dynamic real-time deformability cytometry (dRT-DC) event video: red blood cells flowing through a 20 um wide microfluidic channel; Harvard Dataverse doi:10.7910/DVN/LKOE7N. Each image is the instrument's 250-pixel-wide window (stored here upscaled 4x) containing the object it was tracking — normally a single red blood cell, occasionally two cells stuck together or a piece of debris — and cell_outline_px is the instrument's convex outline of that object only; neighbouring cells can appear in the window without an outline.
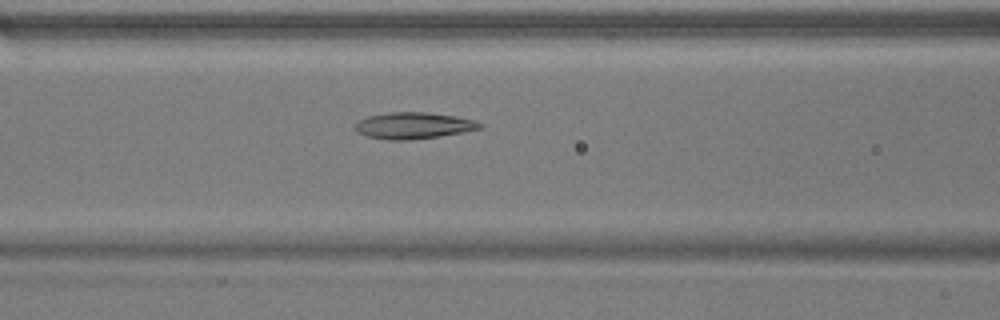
{"species": "common noctule bat (a hibernating species)", "species_latin": "Nyctalus noctula", "temperature_condition": "warm", "stored_images_in_passage": 32, "camera_frame_rate_fps": 3000, "um_per_image_px": 0.085, "animal": {"sex": "male", "body_mass_g": 17.9}, "frame": {"image": 1, "passage_image": 10, "time_ms": 3.0, "image_size_px": [1000, 320], "cell_outline_px": [[484, 128], [436, 136], [408, 140], [388, 140], [368, 136], [356, 132], [352, 128], [360, 120], [368, 116], [392, 112], [428, 112], [456, 116], [476, 120], [484, 124]], "centroid_in_image_um": [35.16, 10.66], "position_along_channel_um": 131.4, "area_um2": 19.19}}
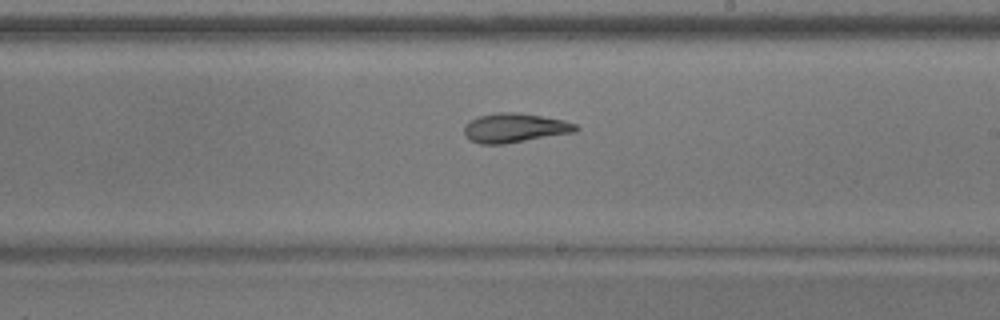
{"frame": {"image": 2, "passage_image": 19, "time_ms": 6.0, "image_size_px": [1000, 320], "cell_outline_px": [[580, 128], [576, 132], [504, 144], [480, 144], [464, 136], [464, 124], [468, 120], [476, 116], [496, 112], [520, 112], [564, 120], [576, 124]], "centroid_in_image_um": [43.73, 10.86], "position_along_channel_um": 245.3, "area_um2": 19.36}}
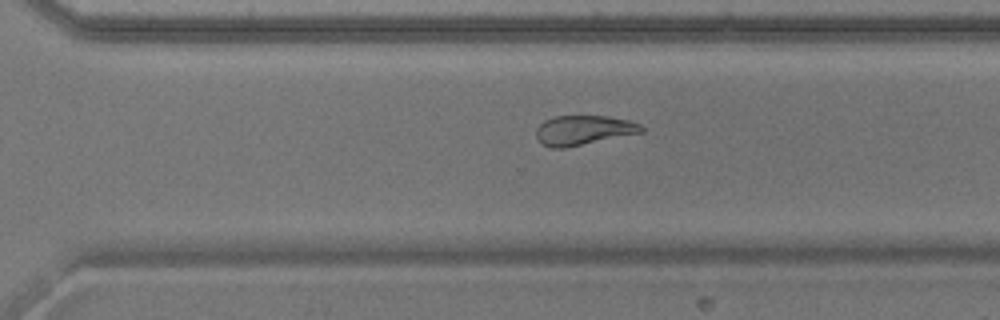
{"frame": {"image": 3, "passage_image": 25, "time_ms": 8.0, "image_size_px": [1000, 320], "cell_outline_px": [[644, 132], [564, 148], [552, 148], [544, 144], [536, 136], [536, 128], [544, 120], [556, 116], [608, 116], [628, 120], [640, 124], [644, 128]], "centroid_in_image_um": [49.61, 11.06], "position_along_channel_um": 321.0, "area_um2": 18.03}, "authors_computed_cell_mechanics": {"area_um2": 18.6405, "velocity_mm_per_s": 3.795, "shape_relaxation_time_tau1_ms": 4.6239, "shape_relaxation_time_tau2_ms": 5.2111, "deformation_change_tau1": 0.1393, "deformation_change_tau2": 0.1173}}